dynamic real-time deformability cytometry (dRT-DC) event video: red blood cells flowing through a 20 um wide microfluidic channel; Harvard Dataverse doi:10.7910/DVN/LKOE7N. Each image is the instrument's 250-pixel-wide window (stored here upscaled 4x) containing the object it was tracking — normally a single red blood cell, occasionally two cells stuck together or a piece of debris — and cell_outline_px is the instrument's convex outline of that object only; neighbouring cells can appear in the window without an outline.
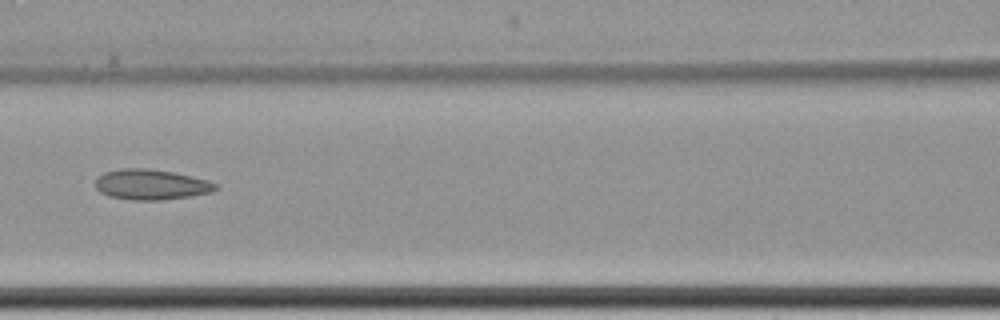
{"species": "common noctule bat (a hibernating species)", "species_latin": "Nyctalus noctula", "temperature_condition": "cold", "stored_images_in_passage": 7, "camera_frame_rate_fps": 3000, "um_per_image_px": 0.085, "animal": {"sex": "female", "body_mass_g": 22.7, "forearm_length_mm": 54.2}, "frame": {"image": 1, "passage_image": 4, "time_ms": 4.667, "image_size_px": [1000, 320], "cell_outline_px": [[220, 188], [212, 192], [188, 196], [160, 200], [132, 200], [108, 196], [100, 192], [96, 188], [96, 180], [104, 172], [124, 168], [148, 168], [172, 172], [192, 176], [208, 180], [216, 184]], "centroid_in_image_um": [12.85, 15.68], "position_along_channel_um": 153.7, "area_um2": 21.21}}
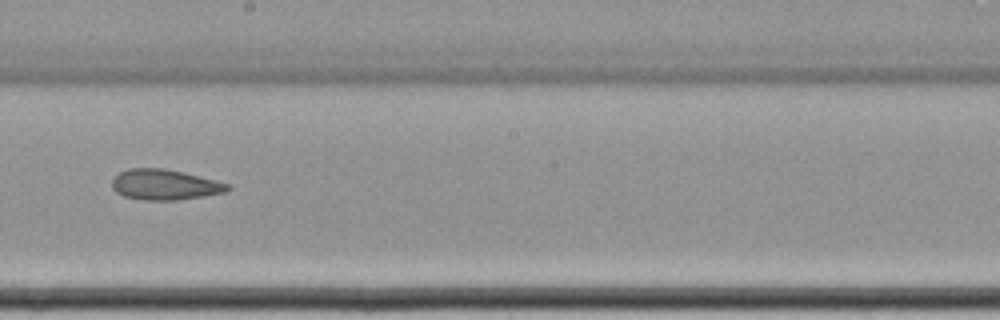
{"frame": {"image": 2, "passage_image": 6, "time_ms": 7.0, "image_size_px": [1000, 320], "cell_outline_px": [[232, 188], [224, 192], [204, 196], [176, 200], [144, 200], [124, 196], [116, 192], [112, 188], [112, 180], [120, 172], [128, 168], [164, 168], [216, 180], [232, 184]], "centroid_in_image_um": [14.02, 15.7], "position_along_channel_um": 234.2, "area_um2": 20.52}}
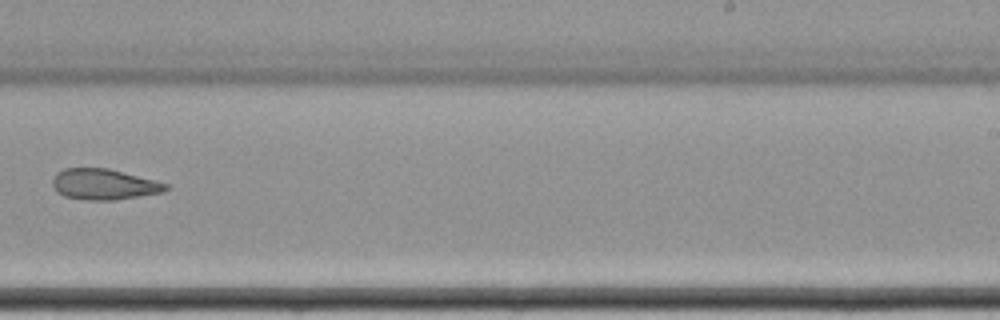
{"frame": {"image": 3, "passage_image": 7, "time_ms": 8.333, "image_size_px": [1000, 320], "cell_outline_px": [[172, 188], [164, 192], [116, 200], [84, 200], [64, 196], [56, 192], [52, 184], [52, 180], [56, 172], [64, 168], [108, 168], [168, 184]], "centroid_in_image_um": [8.82, 15.67], "position_along_channel_um": 280.2, "area_um2": 20.46}}